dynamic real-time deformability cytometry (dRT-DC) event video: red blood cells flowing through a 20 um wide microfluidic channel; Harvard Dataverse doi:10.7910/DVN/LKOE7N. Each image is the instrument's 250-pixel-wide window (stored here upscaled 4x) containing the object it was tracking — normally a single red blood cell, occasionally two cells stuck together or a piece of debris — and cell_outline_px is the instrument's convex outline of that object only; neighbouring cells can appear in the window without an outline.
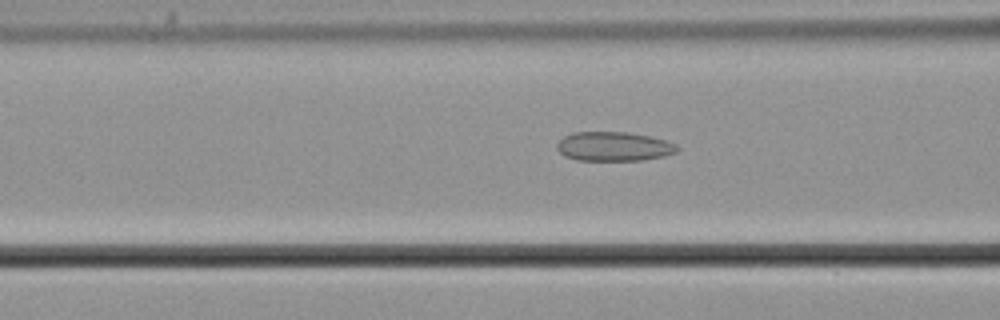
{"species": "common noctule bat (a hibernating species)", "species_latin": "Nyctalus noctula", "temperature_condition": "cold", "stored_images_in_passage": 55, "camera_frame_rate_fps": 3000, "um_per_image_px": 0.085, "animal": {"sex": "male", "body_mass_g": 21.5, "forearm_length_mm": 52.0}, "frame": {"image": 1, "passage_image": 22, "time_ms": 7.0, "image_size_px": [1000, 320], "cell_outline_px": [[680, 148], [676, 152], [664, 156], [640, 160], [576, 160], [564, 156], [556, 148], [556, 144], [564, 136], [572, 132], [628, 132], [648, 136], [664, 140], [676, 144]], "centroid_in_image_um": [52.15, 12.44], "position_along_channel_um": 114.5, "area_um2": 20.46}}
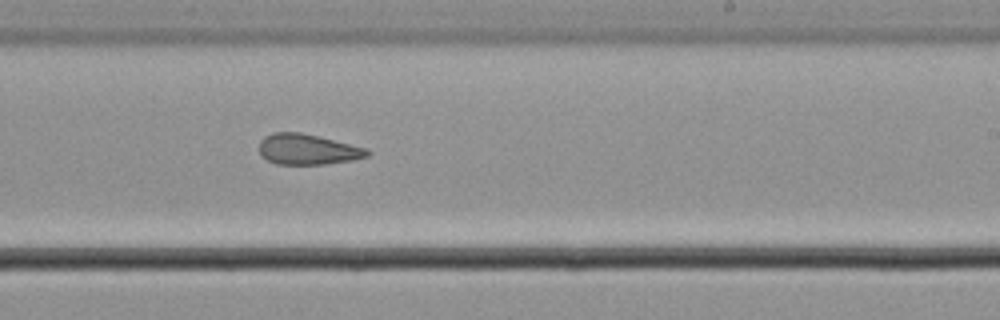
{"frame": {"image": 2, "passage_image": 34, "time_ms": 11.0, "image_size_px": [1000, 320], "cell_outline_px": [[372, 152], [368, 156], [352, 160], [324, 164], [276, 164], [260, 156], [260, 140], [264, 136], [272, 132], [300, 132], [368, 148]], "centroid_in_image_um": [26.14, 12.69], "position_along_channel_um": 262.9, "area_um2": 19.31}}
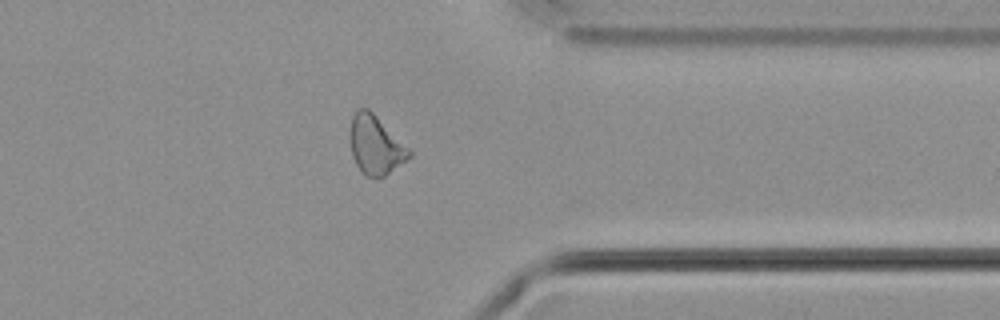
{"frame": {"image": 3, "passage_image": 44, "time_ms": 14.333, "image_size_px": [1000, 320], "cell_outline_px": [[412, 156], [384, 176], [364, 176], [356, 164], [352, 156], [352, 116], [356, 108], [368, 108], [412, 152]], "centroid_in_image_um": [31.93, 12.34], "position_along_channel_um": 379.5, "area_um2": 19.54}, "authors_computed_cell_mechanics": {"area_um2": 21.3282, "velocity_mm_per_s": 3.7126, "shape_relaxation_time_tau1_ms": null, "shape_relaxation_time_tau2_ms": 3.9852, "deformation_change_tau1": null, "deformation_change_tau2": 0.1099}}